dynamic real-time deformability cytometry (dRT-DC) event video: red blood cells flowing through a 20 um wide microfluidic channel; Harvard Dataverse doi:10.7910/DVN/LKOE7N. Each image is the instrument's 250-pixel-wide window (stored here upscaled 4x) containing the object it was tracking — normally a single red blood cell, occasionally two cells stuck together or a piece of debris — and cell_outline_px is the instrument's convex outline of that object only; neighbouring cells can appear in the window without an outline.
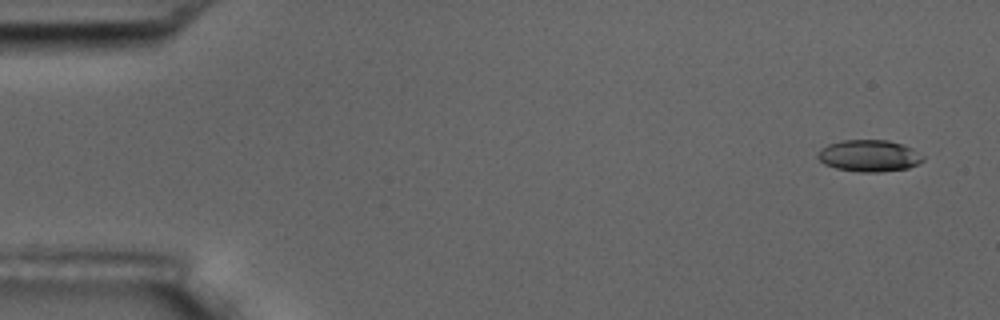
{"species": "common noctule bat (a hibernating species)", "species_latin": "Nyctalus noctula", "temperature_condition": "room temperature", "stored_images_in_passage": 6, "camera_frame_rate_fps": 3000, "um_per_image_px": 0.085, "animal": {"sex": "male", "body_mass_g": 17.5, "forearm_length_mm": 52.3}, "frame": {"image": 1, "passage_image": 1, "time_ms": 0.0, "image_size_px": [1000, 320], "cell_outline_px": [[924, 160], [920, 164], [908, 168], [880, 172], [860, 172], [836, 168], [824, 164], [816, 156], [816, 152], [820, 148], [828, 144], [840, 140], [888, 140], [904, 144], [912, 148], [924, 156]], "centroid_in_image_um": [73.87, 13.23], "position_along_channel_um": 11.1, "area_um2": 19.77}}
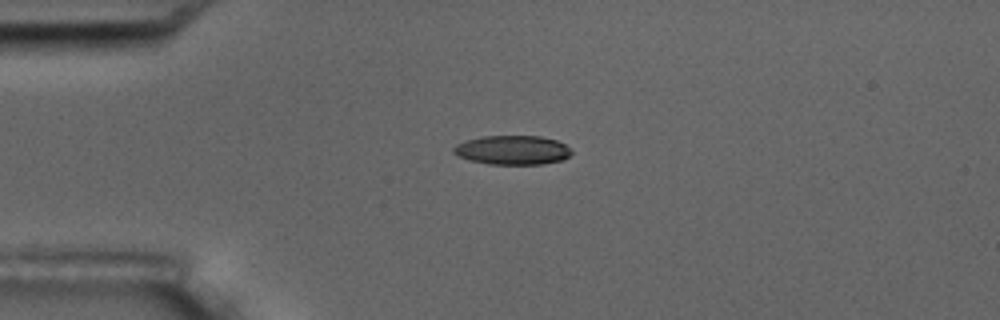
{"frame": {"image": 2, "passage_image": 4, "time_ms": 3.667, "image_size_px": [1000, 320], "cell_outline_px": [[572, 152], [568, 156], [560, 160], [540, 164], [488, 164], [472, 160], [460, 156], [452, 152], [452, 148], [456, 144], [480, 136], [540, 136], [556, 140], [564, 144]], "centroid_in_image_um": [43.53, 12.74], "position_along_channel_um": 41.5, "area_um2": 19.77}}